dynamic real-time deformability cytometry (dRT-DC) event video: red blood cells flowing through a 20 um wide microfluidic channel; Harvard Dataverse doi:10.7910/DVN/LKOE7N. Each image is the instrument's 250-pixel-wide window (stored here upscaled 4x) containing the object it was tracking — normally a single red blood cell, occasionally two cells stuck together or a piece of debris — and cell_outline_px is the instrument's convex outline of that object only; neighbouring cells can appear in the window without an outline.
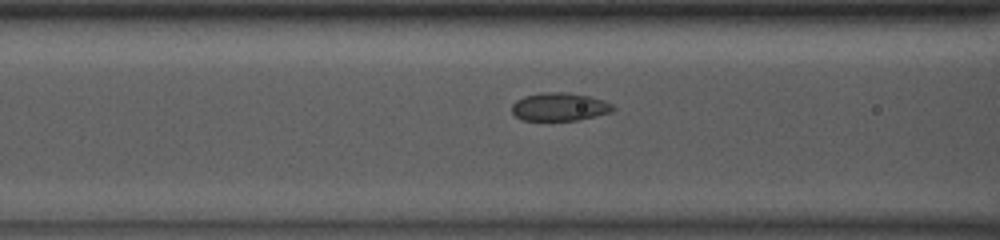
{"species": "common noctule bat (a hibernating species)", "species_latin": "Nyctalus noctula", "temperature_condition": "room temperature", "stored_images_in_passage": 33, "camera_frame_rate_fps": 3000, "um_per_image_px": 0.085, "animal": {"sex": "male", "body_mass_g": 13.0, "forearm_length_mm": 53.1}, "frame": {"image": 1, "passage_image": 7, "time_ms": 2.0, "image_size_px": [1000, 240], "cell_outline_px": [[616, 108], [612, 112], [596, 116], [576, 120], [520, 120], [512, 112], [512, 104], [516, 100], [524, 96], [544, 92], [568, 92], [588, 96], [604, 100], [612, 104]], "centroid_in_image_um": [47.57, 9.08], "position_along_channel_um": 119.0, "area_um2": 16.65}}
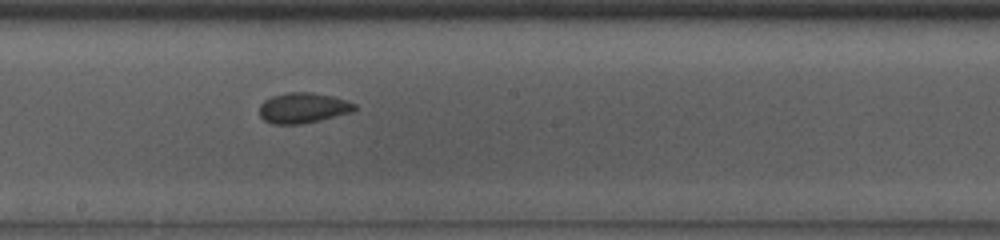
{"frame": {"image": 2, "passage_image": 15, "time_ms": 4.667, "image_size_px": [1000, 240], "cell_outline_px": [[356, 108], [352, 112], [320, 120], [300, 124], [272, 124], [264, 120], [260, 116], [260, 104], [264, 100], [272, 96], [288, 92], [312, 92], [332, 96], [348, 100], [356, 104]], "centroid_in_image_um": [25.76, 9.17], "position_along_channel_um": 222.4, "area_um2": 16.94}}
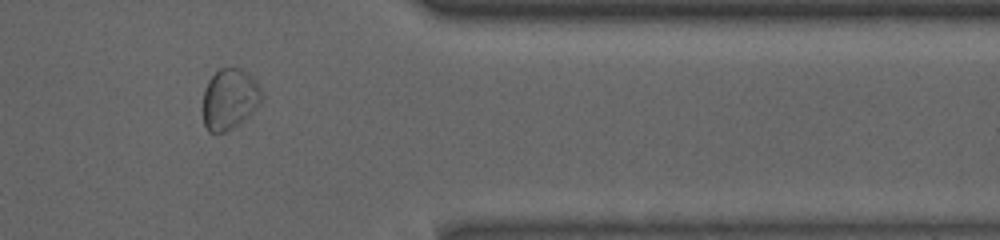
{"frame": {"image": 3, "passage_image": 29, "time_ms": 9.333, "image_size_px": [1000, 240], "cell_outline_px": [[264, 96], [260, 104], [248, 116], [232, 128], [224, 132], [208, 132], [204, 124], [204, 88], [208, 80], [220, 68], [240, 68], [248, 72], [256, 80]], "centroid_in_image_um": [19.54, 8.4], "position_along_channel_um": 391.9, "area_um2": 20.81}, "authors_computed_cell_mechanics": {"area_um2": 17.1088, "velocity_mm_per_s": 3.8646, "shape_relaxation_time_tau1_ms": 3.3056, "shape_relaxation_time_tau2_ms": null, "deformation_change_tau1": 0.0711, "deformation_change_tau2": null}}